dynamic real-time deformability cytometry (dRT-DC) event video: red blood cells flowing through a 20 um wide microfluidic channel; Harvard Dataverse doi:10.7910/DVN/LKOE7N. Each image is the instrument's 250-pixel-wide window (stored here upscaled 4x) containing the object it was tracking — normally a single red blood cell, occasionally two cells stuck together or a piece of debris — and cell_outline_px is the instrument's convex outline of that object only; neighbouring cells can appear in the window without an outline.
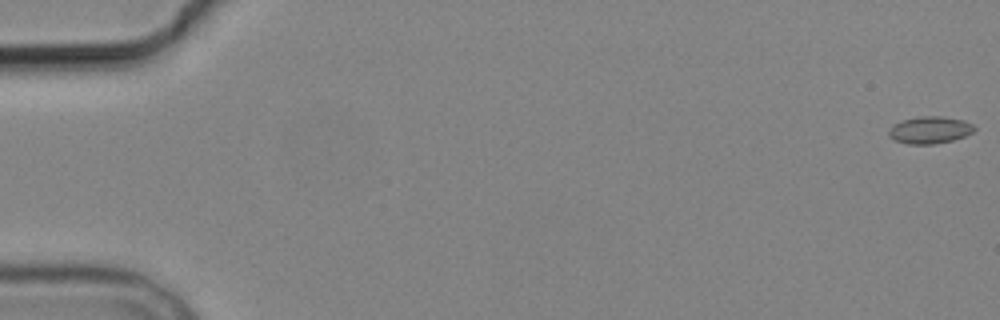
{"species": "common noctule bat (a hibernating species)", "species_latin": "Nyctalus noctula", "temperature_condition": "cold", "stored_images_in_passage": 5, "camera_frame_rate_fps": 3000, "um_per_image_px": 0.085, "animal": {"sex": "male", "body_mass_g": 19.2, "forearm_length_mm": 51.8}, "frame": {"image": 1, "passage_image": 1, "time_ms": 0.0, "image_size_px": [1000, 320], "cell_outline_px": [[976, 128], [972, 132], [964, 136], [952, 140], [932, 144], [908, 144], [896, 140], [888, 136], [888, 128], [892, 124], [900, 120], [920, 116], [940, 116], [964, 120], [972, 124]], "centroid_in_image_um": [78.99, 11.03], "position_along_channel_um": 6.0, "area_um2": 13.58}}